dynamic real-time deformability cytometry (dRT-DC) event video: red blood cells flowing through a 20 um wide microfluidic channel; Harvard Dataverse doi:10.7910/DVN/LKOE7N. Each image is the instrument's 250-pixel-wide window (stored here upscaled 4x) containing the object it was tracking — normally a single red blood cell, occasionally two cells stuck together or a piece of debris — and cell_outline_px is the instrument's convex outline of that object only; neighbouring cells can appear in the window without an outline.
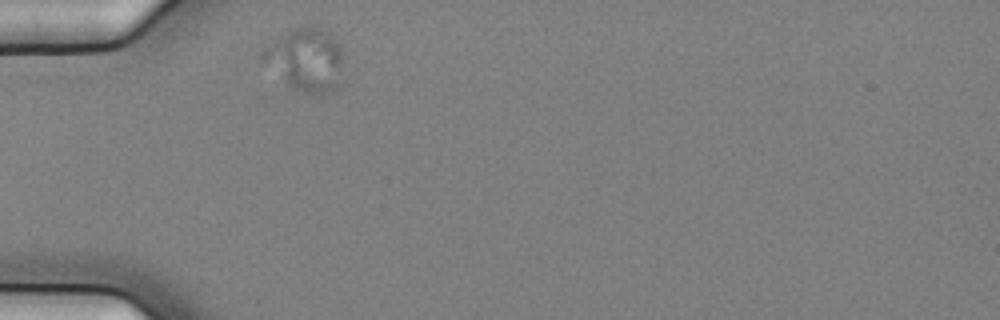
{"species": "common noctule bat (a hibernating species)", "species_latin": "Nyctalus noctula", "temperature_condition": "cold", "stored_images_in_passage": 39, "segment_of_instrument_passage": [1, 2], "camera_frame_rate_fps": 3000, "um_per_image_px": 0.085, "animal": {"sex": "female", "body_mass_g": 25.1}, "frame": {"image": 1, "passage_image": 1, "time_ms": 0.0, "image_size_px": [1000, 320], "cell_outline_px": [[344, 56], [340, 88], [336, 92], [320, 96], [288, 88], [260, 60], [260, 52], [292, 28], [308, 24], [332, 32], [340, 44], [344, 52]], "centroid_in_image_um": [26.06, 5.11], "position_along_channel_um": 58.9, "area_um2": 31.1}}
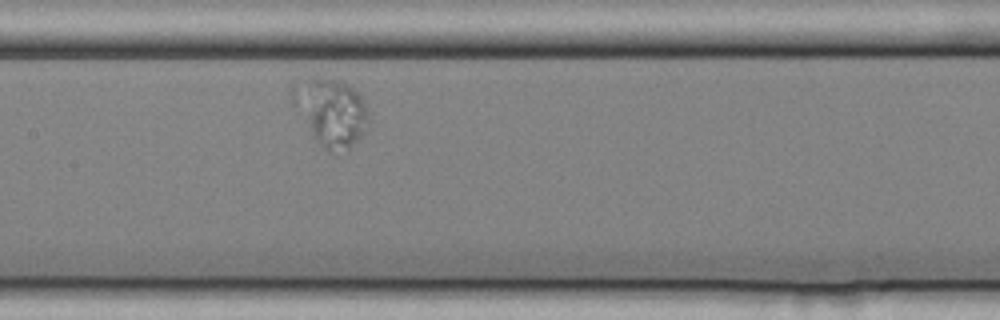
{"frame": {"image": 2, "passage_image": 13, "time_ms": 4.0, "image_size_px": [1000, 320], "cell_outline_px": [[368, 124], [364, 132], [348, 148], [324, 148], [312, 136], [308, 80], [308, 76], [320, 76], [348, 84], [360, 96], [368, 108]], "centroid_in_image_um": [28.55, 9.59], "position_along_channel_um": 178.8, "area_um2": 24.51}}
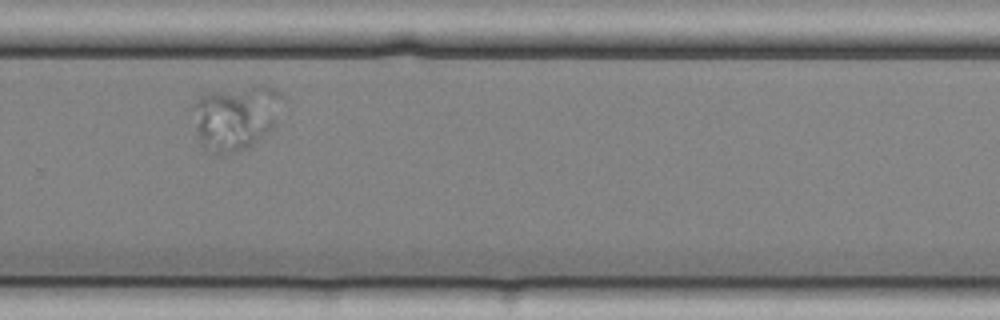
{"frame": {"image": 3, "passage_image": 25, "time_ms": 8.0, "image_size_px": [1000, 320], "cell_outline_px": [[280, 96], [272, 124], [268, 132], [252, 144], [240, 152], [224, 156], [220, 156], [204, 148], [200, 140], [196, 128], [196, 100], [204, 92], [260, 84], [264, 84], [276, 88], [280, 92]], "centroid_in_image_um": [20.0, 9.97], "position_along_channel_um": 309.8, "area_um2": 33.12}}